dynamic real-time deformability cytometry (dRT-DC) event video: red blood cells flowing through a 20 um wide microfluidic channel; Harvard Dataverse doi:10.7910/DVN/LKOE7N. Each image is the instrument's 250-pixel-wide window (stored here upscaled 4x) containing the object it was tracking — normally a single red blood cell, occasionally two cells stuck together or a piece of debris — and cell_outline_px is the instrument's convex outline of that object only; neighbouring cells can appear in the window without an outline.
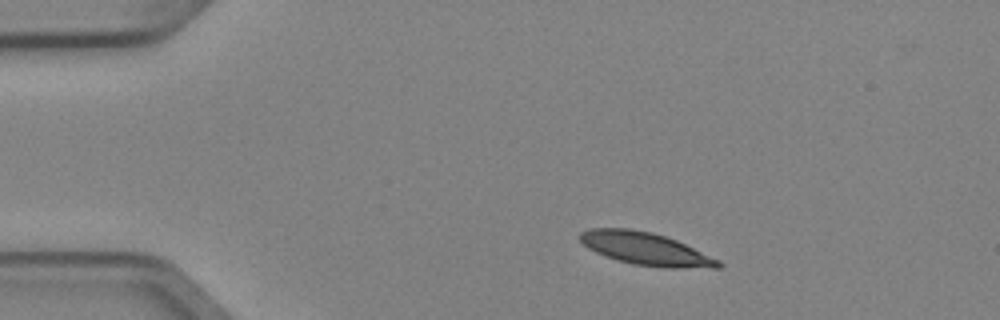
{"species": "Egyptian fruit bat (a non-hibernating species)", "species_latin": "Rousettus aegyptiacus", "temperature_condition": "cold", "stored_images_in_passage": 6, "camera_frame_rate_fps": 3000, "um_per_image_px": 0.085, "animal": {"sex": "female"}, "frame": {"image": 1, "passage_image": 1, "time_ms": 0.0, "image_size_px": [1000, 320], "cell_outline_px": [[724, 264], [720, 268], [664, 268], [632, 264], [616, 260], [596, 252], [588, 248], [576, 236], [580, 232], [588, 228], [628, 228], [652, 232], [676, 240], [720, 260]], "centroid_in_image_um": [54.87, 21.15], "position_along_channel_um": 30.1, "area_um2": 26.53}}
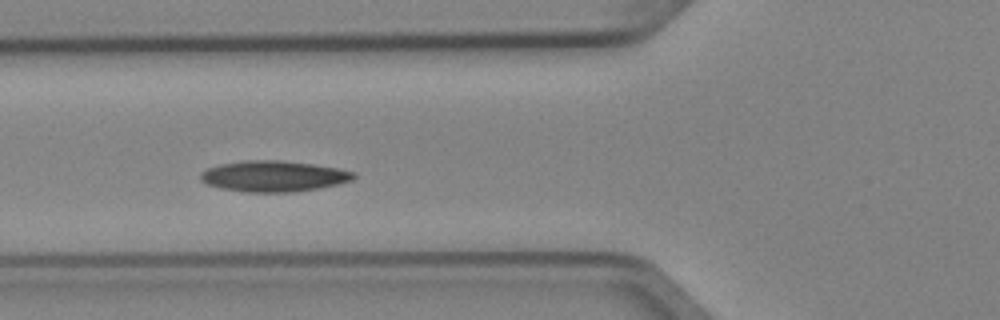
{"frame": {"image": 2, "passage_image": 4, "time_ms": 1.0, "image_size_px": [1000, 320], "cell_outline_px": [[356, 176], [352, 180], [320, 188], [292, 192], [244, 192], [220, 188], [208, 184], [200, 180], [200, 172], [208, 168], [220, 164], [244, 160], [280, 160], [312, 164], [336, 168], [356, 172]], "centroid_in_image_um": [23.24, 14.97], "position_along_channel_um": 102.6, "area_um2": 27.57}}
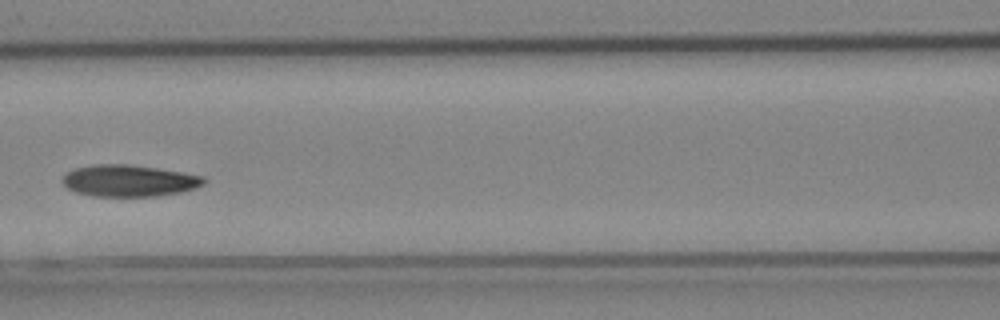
{"frame": {"image": 3, "passage_image": 5, "time_ms": 1.333, "image_size_px": [1000, 320], "cell_outline_px": [[208, 180], [204, 184], [196, 188], [180, 192], [156, 196], [92, 196], [76, 192], [68, 188], [60, 180], [68, 172], [76, 168], [92, 164], [128, 164], [156, 168], [204, 176]], "centroid_in_image_um": [10.98, 15.36], "position_along_channel_um": 155.6, "area_um2": 26.07}}